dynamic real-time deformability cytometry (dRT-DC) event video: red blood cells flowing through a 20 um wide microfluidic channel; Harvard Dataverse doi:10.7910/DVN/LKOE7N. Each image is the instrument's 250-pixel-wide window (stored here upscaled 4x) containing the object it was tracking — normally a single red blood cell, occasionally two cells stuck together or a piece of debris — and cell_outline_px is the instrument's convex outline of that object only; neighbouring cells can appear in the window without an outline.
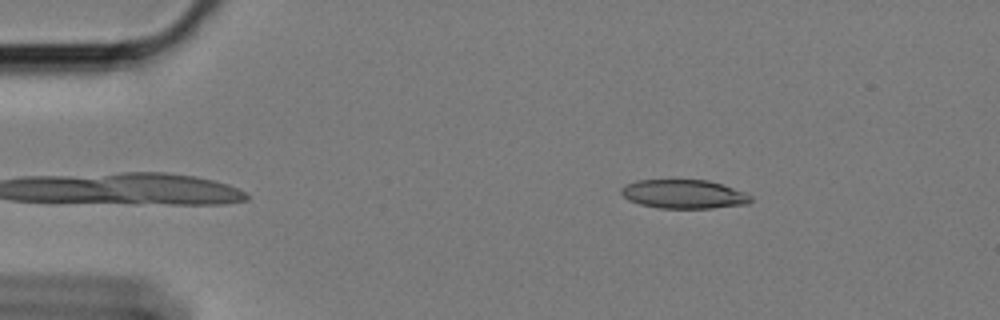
{"species": "Egyptian fruit bat (a non-hibernating species)", "species_latin": "Rousettus aegyptiacus", "temperature_condition": "cold", "stored_images_in_passage": 45, "camera_frame_rate_fps": 3000, "um_per_image_px": 0.085, "animal": {"sex": "female"}, "frame": {"image": 1, "passage_image": 1, "time_ms": 0.0, "image_size_px": [1000, 320], "cell_outline_px": [[752, 200], [748, 204], [712, 208], [660, 208], [640, 204], [628, 200], [620, 192], [620, 188], [624, 184], [636, 180], [708, 180], [744, 192], [752, 196]], "centroid_in_image_um": [58.09, 16.5], "position_along_channel_um": 26.9, "area_um2": 21.79}}
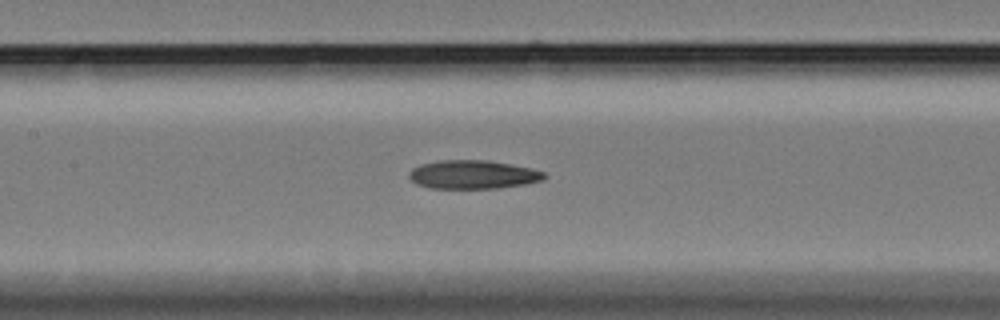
{"frame": {"image": 2, "passage_image": 19, "time_ms": 6.0, "image_size_px": [1000, 320], "cell_outline_px": [[548, 176], [544, 180], [524, 184], [496, 188], [432, 188], [416, 184], [408, 176], [408, 172], [412, 168], [420, 164], [440, 160], [484, 160], [508, 164], [528, 168], [544, 172]], "centroid_in_image_um": [40.16, 14.84], "position_along_channel_um": 167.2, "area_um2": 22.37}}
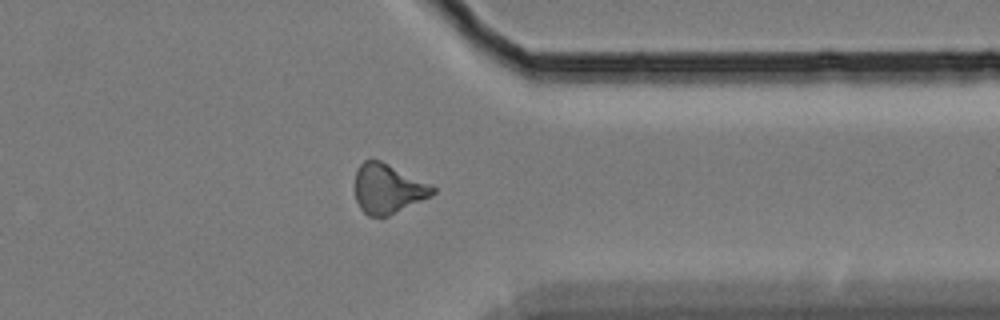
{"frame": {"image": 3, "passage_image": 38, "time_ms": 12.333, "image_size_px": [1000, 320], "cell_outline_px": [[436, 192], [432, 196], [380, 220], [368, 216], [360, 208], [356, 200], [356, 168], [364, 160], [380, 160], [436, 188]], "centroid_in_image_um": [32.95, 16.09], "position_along_channel_um": 378.5, "area_um2": 22.43}}